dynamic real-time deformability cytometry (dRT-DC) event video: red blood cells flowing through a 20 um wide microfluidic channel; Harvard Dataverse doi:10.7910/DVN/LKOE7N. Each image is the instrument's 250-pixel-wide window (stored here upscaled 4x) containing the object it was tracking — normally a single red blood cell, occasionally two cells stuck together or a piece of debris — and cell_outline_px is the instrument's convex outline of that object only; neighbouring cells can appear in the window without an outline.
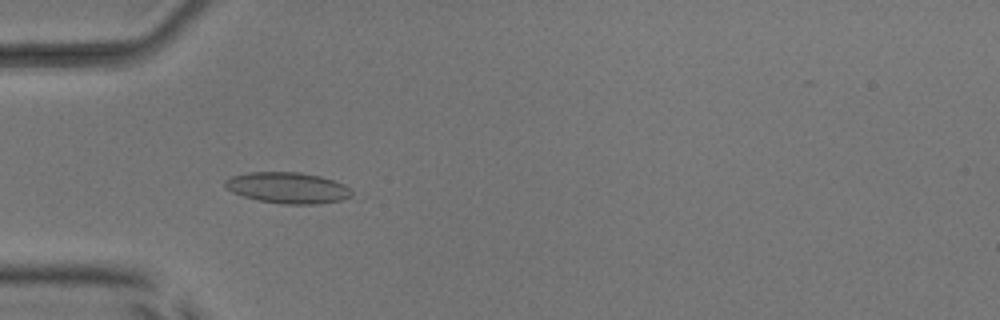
{"species": "common noctule bat (a hibernating species)", "species_latin": "Nyctalus noctula", "temperature_condition": "room temperature", "stored_images_in_passage": 43, "camera_frame_rate_fps": 3000, "um_per_image_px": 0.085, "animal": {"sex": "male", "body_mass_g": 17.9, "forearm_length_mm": 54.2}, "frame": {"image": 1, "passage_image": 8, "time_ms": 2.333, "image_size_px": [1000, 320], "cell_outline_px": [[352, 196], [340, 200], [320, 204], [280, 204], [260, 200], [244, 196], [232, 192], [224, 184], [224, 180], [232, 176], [248, 172], [300, 172], [320, 176], [344, 184], [352, 188]], "centroid_in_image_um": [24.48, 15.96], "position_along_channel_um": 60.5, "area_um2": 22.95}}
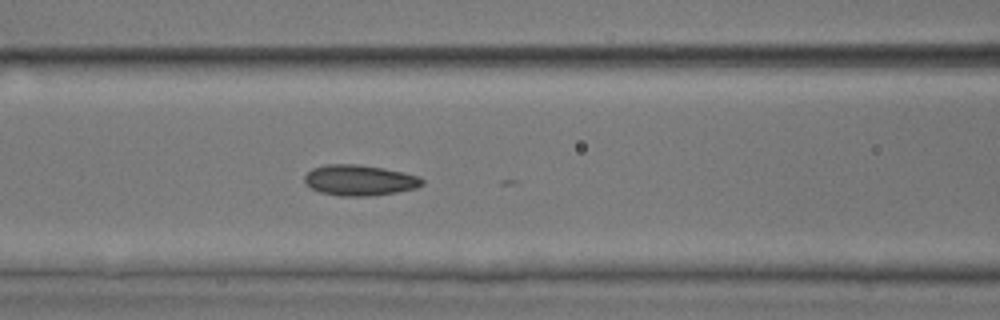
{"frame": {"image": 2, "passage_image": 14, "time_ms": 4.333, "image_size_px": [1000, 320], "cell_outline_px": [[424, 184], [416, 188], [396, 192], [368, 196], [340, 196], [320, 192], [312, 188], [304, 180], [304, 176], [312, 168], [328, 164], [356, 164], [384, 168], [420, 176], [424, 180]], "centroid_in_image_um": [30.58, 15.31], "position_along_channel_um": 136.0, "area_um2": 20.98}}
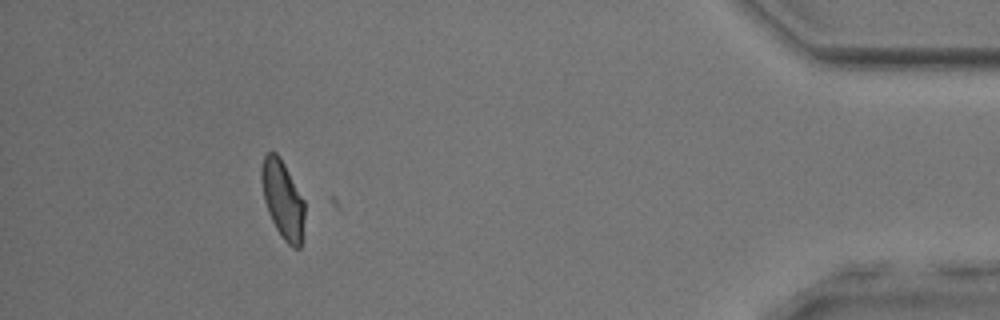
{"frame": {"image": 3, "passage_image": 39, "time_ms": 12.667, "image_size_px": [1000, 320], "cell_outline_px": [[304, 236], [300, 248], [292, 248], [280, 236], [268, 212], [264, 200], [260, 180], [260, 168], [264, 156], [268, 152], [276, 152], [280, 156], [304, 200]], "centroid_in_image_um": [24.03, 16.98], "position_along_channel_um": 411.2, "area_um2": 19.94}}